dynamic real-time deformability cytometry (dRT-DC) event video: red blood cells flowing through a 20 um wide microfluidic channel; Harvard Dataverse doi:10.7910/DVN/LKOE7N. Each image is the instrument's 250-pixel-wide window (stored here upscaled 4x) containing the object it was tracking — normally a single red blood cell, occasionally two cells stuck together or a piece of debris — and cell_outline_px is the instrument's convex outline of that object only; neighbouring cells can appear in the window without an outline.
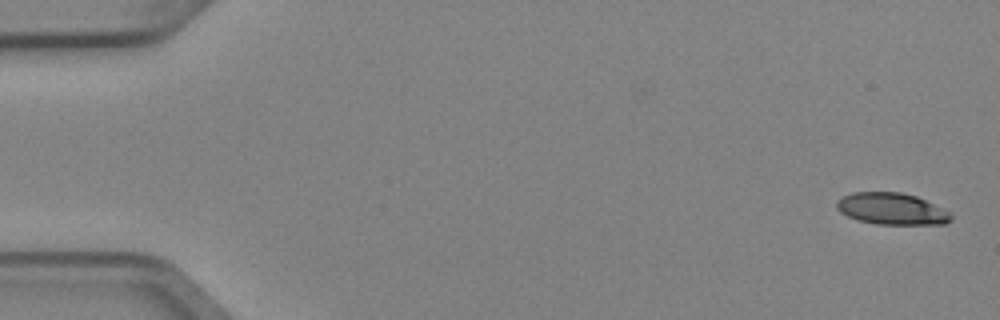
{"species": "Egyptian fruit bat (a non-hibernating species)", "species_latin": "Rousettus aegyptiacus", "temperature_condition": "cold", "stored_images_in_passage": 4, "camera_frame_rate_fps": 3000, "um_per_image_px": 0.085, "animal": {"sex": "female"}, "frame": {"image": 1, "passage_image": 1, "time_ms": 0.0, "image_size_px": [1000, 320], "cell_outline_px": [[952, 220], [944, 224], [876, 224], [860, 220], [848, 216], [840, 212], [836, 208], [836, 200], [852, 192], [900, 192], [916, 196], [948, 212], [952, 216]], "centroid_in_image_um": [75.76, 17.75], "position_along_channel_um": 9.2, "area_um2": 20.87}}
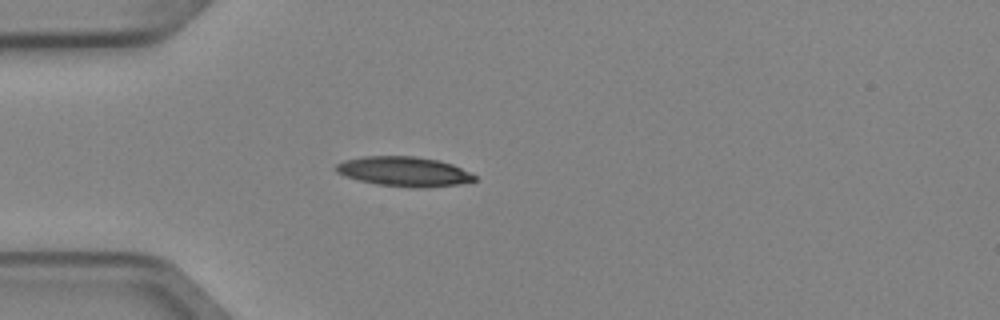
{"frame": {"image": 2, "passage_image": 4, "time_ms": 1.0, "image_size_px": [1000, 320], "cell_outline_px": [[476, 180], [460, 184], [428, 188], [412, 188], [376, 184], [344, 176], [336, 172], [336, 164], [344, 160], [364, 156], [412, 156], [436, 160], [452, 164], [472, 172], [476, 176]], "centroid_in_image_um": [34.37, 14.59], "position_along_channel_um": 50.6, "area_um2": 24.1}}